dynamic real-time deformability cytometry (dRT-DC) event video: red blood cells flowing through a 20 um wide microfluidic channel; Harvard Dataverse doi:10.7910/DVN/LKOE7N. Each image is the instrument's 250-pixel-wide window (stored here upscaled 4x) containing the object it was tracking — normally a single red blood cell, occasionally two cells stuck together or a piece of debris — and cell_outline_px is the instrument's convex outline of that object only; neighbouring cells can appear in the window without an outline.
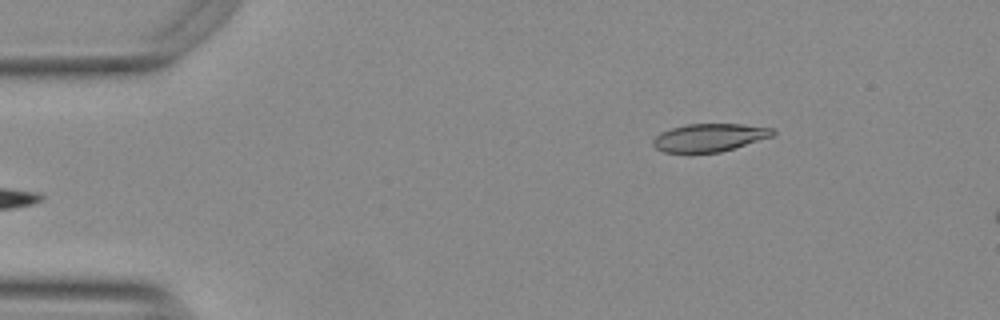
{"species": "Egyptian fruit bat (a non-hibernating species)", "species_latin": "Rousettus aegyptiacus", "temperature_condition": "warm", "stored_images_in_passage": 7, "camera_frame_rate_fps": 3000, "um_per_image_px": 0.085, "animal": {"sex": "female"}, "frame": {"image": 1, "passage_image": 1, "time_ms": 0.0, "image_size_px": [1000, 320], "cell_outline_px": [[776, 132], [772, 136], [720, 152], [664, 152], [656, 148], [652, 144], [652, 140], [660, 132], [684, 124], [740, 124], [772, 128]], "centroid_in_image_um": [60.26, 11.68], "position_along_channel_um": 24.7, "area_um2": 19.25}}